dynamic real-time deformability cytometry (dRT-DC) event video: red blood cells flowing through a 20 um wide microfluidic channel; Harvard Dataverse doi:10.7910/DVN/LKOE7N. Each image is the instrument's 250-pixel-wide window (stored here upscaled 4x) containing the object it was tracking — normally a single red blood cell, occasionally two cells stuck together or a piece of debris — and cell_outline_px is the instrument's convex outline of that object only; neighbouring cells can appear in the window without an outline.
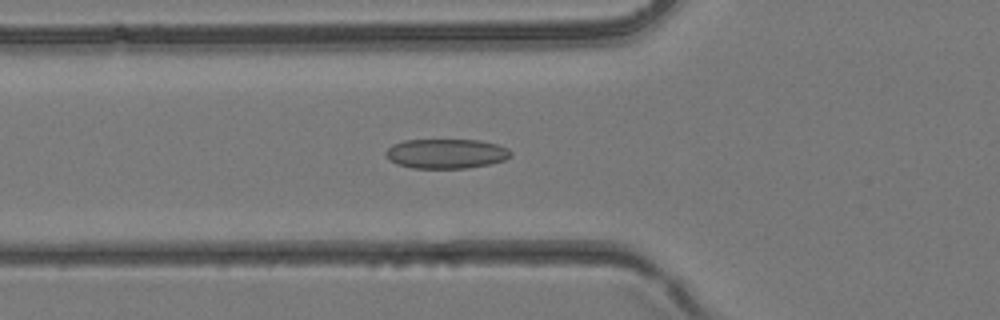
{"species": "common noctule bat (a hibernating species)", "species_latin": "Nyctalus noctula", "temperature_condition": "room temperature", "stored_images_in_passage": 41, "camera_frame_rate_fps": 3000, "um_per_image_px": 0.085, "animal": {"sex": "female", "body_mass_g": 24.6, "forearm_length_mm": 56.2}, "frame": {"image": 1, "passage_image": 15, "time_ms": 4.667, "image_size_px": [1000, 320], "cell_outline_px": [[512, 156], [504, 160], [488, 164], [468, 168], [412, 168], [396, 164], [388, 160], [384, 152], [392, 144], [404, 140], [480, 140], [496, 144], [508, 148], [512, 152]], "centroid_in_image_um": [37.9, 13.06], "position_along_channel_um": 87.9, "area_um2": 21.73}}
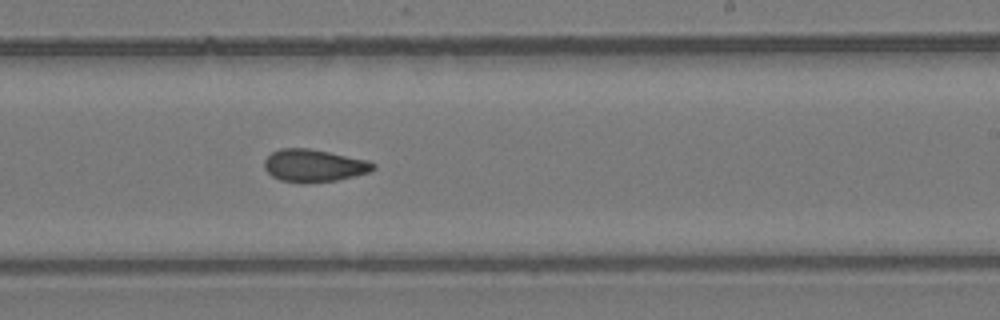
{"frame": {"image": 2, "passage_image": 25, "time_ms": 8.0, "image_size_px": [1000, 320], "cell_outline_px": [[376, 168], [368, 172], [336, 180], [304, 184], [280, 180], [272, 176], [264, 168], [264, 160], [272, 152], [280, 148], [308, 148], [368, 160], [376, 164]], "centroid_in_image_um": [26.66, 14.08], "position_along_channel_um": 262.3, "area_um2": 20.63}}
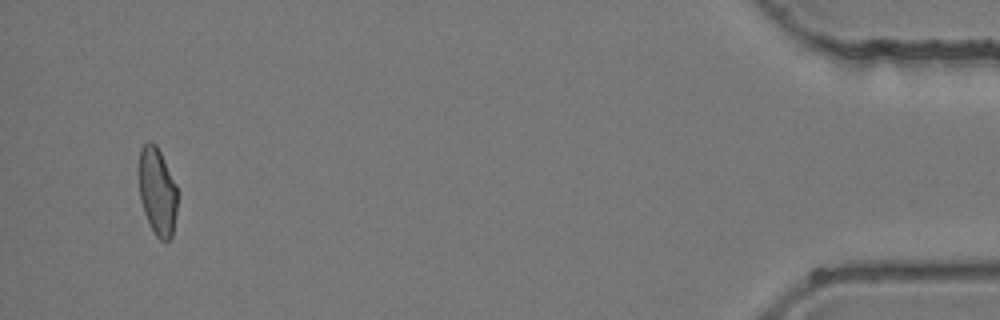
{"frame": {"image": 3, "passage_image": 39, "time_ms": 12.667, "image_size_px": [1000, 320], "cell_outline_px": [[176, 212], [172, 236], [168, 240], [160, 240], [156, 236], [144, 212], [140, 200], [140, 148], [148, 140], [152, 140], [156, 144], [176, 184]], "centroid_in_image_um": [13.37, 16.25], "position_along_channel_um": 421.8, "area_um2": 19.31}}